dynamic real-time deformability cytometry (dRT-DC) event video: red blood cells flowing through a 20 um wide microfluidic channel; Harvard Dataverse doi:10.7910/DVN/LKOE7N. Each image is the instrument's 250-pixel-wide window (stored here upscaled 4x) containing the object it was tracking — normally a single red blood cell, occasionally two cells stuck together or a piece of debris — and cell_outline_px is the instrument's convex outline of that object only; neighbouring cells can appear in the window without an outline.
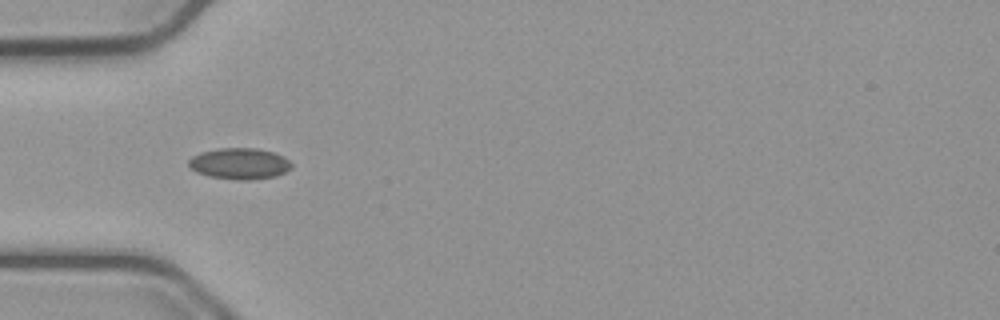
{"species": "common noctule bat (a hibernating species)", "species_latin": "Nyctalus noctula", "temperature_condition": "cold", "stored_images_in_passage": 11, "camera_frame_rate_fps": 3000, "um_per_image_px": 0.085, "animal": {"sex": "male", "body_mass_g": 23.1, "forearm_length_mm": 52.7}, "frame": {"image": 1, "passage_image": 4, "time_ms": 1.0, "image_size_px": [1000, 320], "cell_outline_px": [[292, 168], [276, 176], [248, 180], [240, 180], [208, 176], [196, 172], [188, 164], [188, 160], [192, 156], [200, 152], [220, 148], [256, 148], [272, 152], [284, 156], [292, 164]], "centroid_in_image_um": [20.36, 13.9], "position_along_channel_um": 64.6, "area_um2": 18.67}}